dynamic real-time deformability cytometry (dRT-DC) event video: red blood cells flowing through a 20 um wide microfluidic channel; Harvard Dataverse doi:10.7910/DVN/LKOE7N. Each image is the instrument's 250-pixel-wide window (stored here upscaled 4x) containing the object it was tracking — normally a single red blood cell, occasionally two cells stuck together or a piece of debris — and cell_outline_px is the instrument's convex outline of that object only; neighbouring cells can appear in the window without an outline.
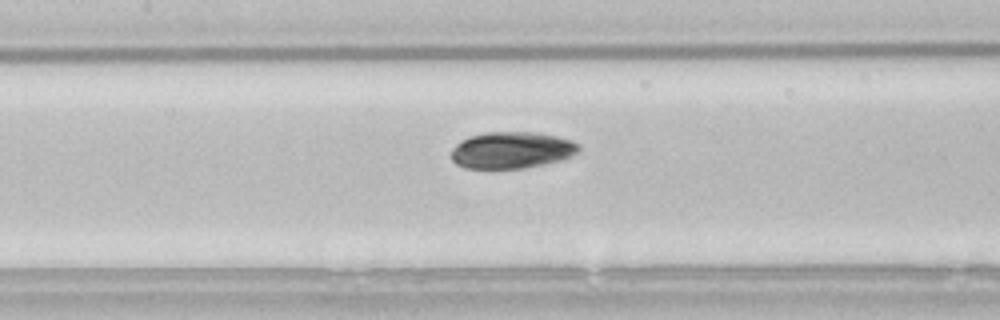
{"species": "common noctule bat (a hibernating species)", "species_latin": "Nyctalus noctula", "temperature_condition": "room temperature", "stored_images_in_passage": 32, "camera_frame_rate_fps": 3000, "um_per_image_px": 0.085, "animal": {"sex": "male", "body_mass_g": 21.5, "forearm_length_mm": 52.0}, "frame": {"image": 1, "passage_image": 10, "time_ms": 3.0, "image_size_px": [1000, 320], "cell_outline_px": [[580, 152], [560, 160], [524, 168], [464, 168], [456, 164], [452, 160], [452, 148], [460, 140], [468, 136], [484, 132], [536, 132], [556, 136], [572, 140], [580, 144]], "centroid_in_image_um": [43.49, 12.75], "position_along_channel_um": 163.9, "area_um2": 27.4}}
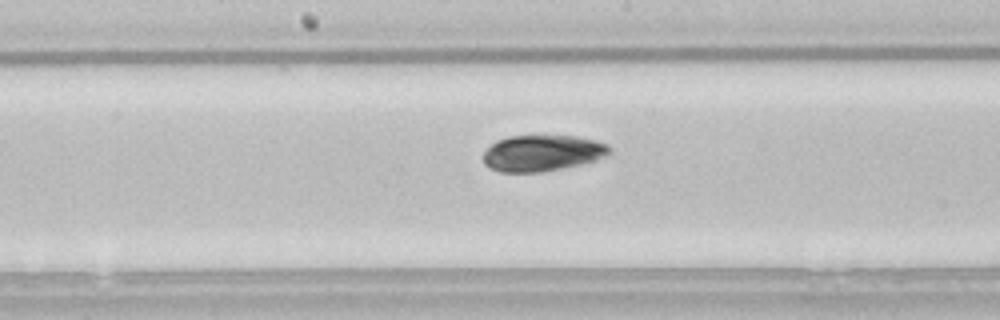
{"frame": {"image": 2, "passage_image": 13, "time_ms": 4.0, "image_size_px": [1000, 320], "cell_outline_px": [[612, 152], [596, 160], [580, 164], [544, 172], [500, 172], [484, 164], [484, 152], [496, 140], [508, 136], [576, 136], [596, 140], [608, 144], [612, 148]], "centroid_in_image_um": [46.12, 13.01], "position_along_channel_um": 202.1, "area_um2": 26.65}}
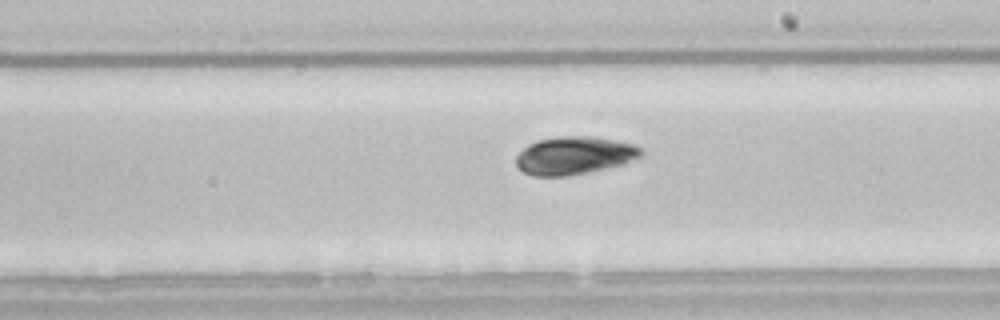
{"frame": {"image": 3, "passage_image": 16, "time_ms": 5.0, "image_size_px": [1000, 320], "cell_outline_px": [[644, 152], [640, 156], [624, 164], [568, 176], [532, 176], [516, 168], [516, 156], [528, 144], [536, 140], [556, 136], [596, 136], [632, 144], [640, 148]], "centroid_in_image_um": [48.77, 13.21], "position_along_channel_um": 240.2, "area_um2": 27.74}, "authors_computed_cell_mechanics": {"area_um2": 27.3683, "velocity_mm_per_s": 3.8293, "shape_relaxation_time_tau1_ms": null, "shape_relaxation_time_tau2_ms": 2.5769, "deformation_change_tau1": null, "deformation_change_tau2": 0.049}}